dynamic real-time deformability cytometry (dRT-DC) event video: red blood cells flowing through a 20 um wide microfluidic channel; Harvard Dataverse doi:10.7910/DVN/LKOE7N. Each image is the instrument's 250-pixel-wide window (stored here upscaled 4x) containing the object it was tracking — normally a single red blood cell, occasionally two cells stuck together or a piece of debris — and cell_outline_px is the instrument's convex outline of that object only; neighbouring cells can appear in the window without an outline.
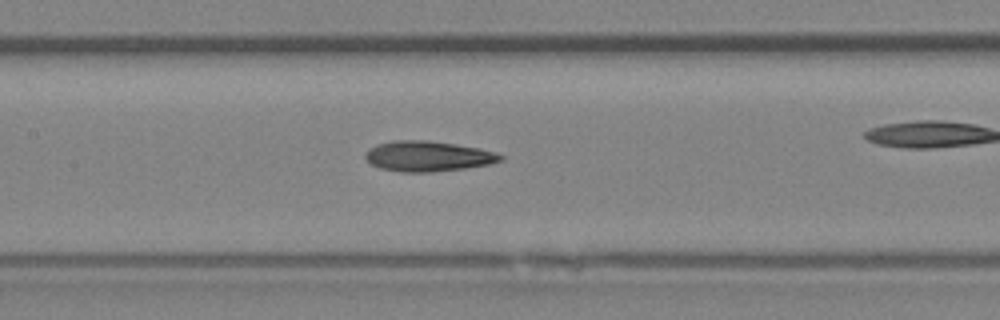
{"species": "Egyptian fruit bat (a non-hibernating species)", "species_latin": "Rousettus aegyptiacus", "temperature_condition": "room temperature", "stored_images_in_passage": 37, "camera_frame_rate_fps": 3000, "um_per_image_px": 0.085, "animal": {"sex": "female"}, "frame": {"image": 1, "passage_image": 22, "time_ms": 7.0, "image_size_px": [1000, 320], "cell_outline_px": [[504, 160], [492, 164], [464, 168], [432, 172], [400, 172], [380, 168], [372, 164], [364, 156], [368, 148], [392, 140], [428, 140], [456, 144], [480, 148], [496, 152], [504, 156]], "centroid_in_image_um": [36.41, 13.28], "position_along_channel_um": 171.0, "area_um2": 24.04}}